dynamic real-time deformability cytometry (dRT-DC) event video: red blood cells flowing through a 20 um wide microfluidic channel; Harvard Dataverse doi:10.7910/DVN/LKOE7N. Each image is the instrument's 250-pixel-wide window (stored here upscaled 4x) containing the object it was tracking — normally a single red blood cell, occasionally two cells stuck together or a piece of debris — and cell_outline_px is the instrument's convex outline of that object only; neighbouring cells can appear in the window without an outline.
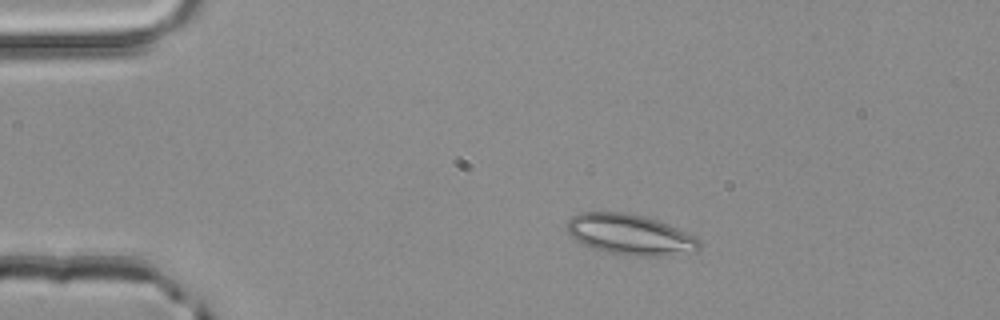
{"species": "common noctule bat (a hibernating species)", "species_latin": "Nyctalus noctula", "temperature_condition": "room temperature", "stored_images_in_passage": 44, "camera_frame_rate_fps": 3000, "um_per_image_px": 0.085, "animal": {"sex": "male", "body_mass_g": 20.4}, "frame": {"image": 1, "passage_image": 3, "time_ms": 0.667, "image_size_px": [1000, 320], "cell_outline_px": [[700, 248], [696, 252], [660, 256], [624, 256], [592, 248], [584, 244], [572, 236], [568, 232], [568, 220], [572, 216], [584, 212], [624, 212], [644, 216], [668, 224], [696, 236], [700, 240]], "centroid_in_image_um": [53.61, 19.95], "position_along_channel_um": 31.4, "area_um2": 31.33}}
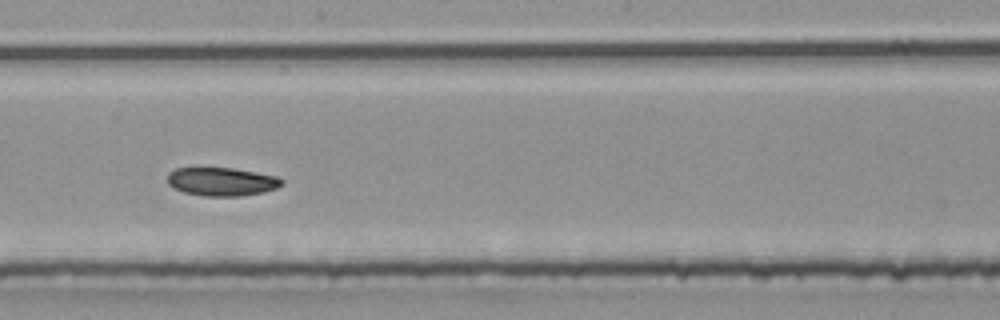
{"frame": {"image": 2, "passage_image": 22, "time_ms": 7.0, "image_size_px": [1000, 320], "cell_outline_px": [[284, 184], [276, 188], [264, 192], [244, 196], [204, 196], [184, 192], [168, 184], [168, 172], [176, 168], [196, 164], [232, 168], [256, 172], [276, 176], [284, 180]], "centroid_in_image_um": [18.81, 15.39], "position_along_channel_um": 229.4, "area_um2": 19.77}}
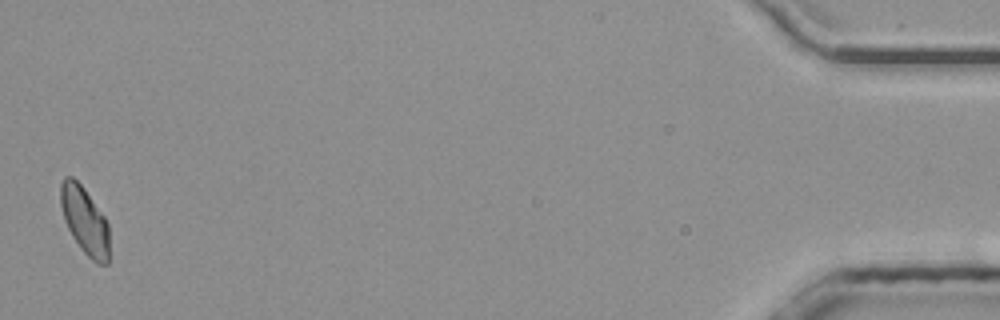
{"frame": {"image": 3, "passage_image": 44, "time_ms": 14.333, "image_size_px": [1000, 320], "cell_outline_px": [[108, 264], [96, 264], [80, 248], [72, 236], [64, 220], [60, 204], [60, 184], [64, 176], [72, 176], [84, 188], [104, 216], [108, 224]], "centroid_in_image_um": [7.18, 18.73], "position_along_channel_um": 428.0, "area_um2": 19.07}, "authors_computed_cell_mechanics": {"area_um2": 19.363, "velocity_mm_per_s": 4.037, "shape_relaxation_time_tau1_ms": 3.227, "shape_relaxation_time_tau2_ms": 4.146, "deformation_change_tau1": 0.1044, "deformation_change_tau2": 0.0689}}